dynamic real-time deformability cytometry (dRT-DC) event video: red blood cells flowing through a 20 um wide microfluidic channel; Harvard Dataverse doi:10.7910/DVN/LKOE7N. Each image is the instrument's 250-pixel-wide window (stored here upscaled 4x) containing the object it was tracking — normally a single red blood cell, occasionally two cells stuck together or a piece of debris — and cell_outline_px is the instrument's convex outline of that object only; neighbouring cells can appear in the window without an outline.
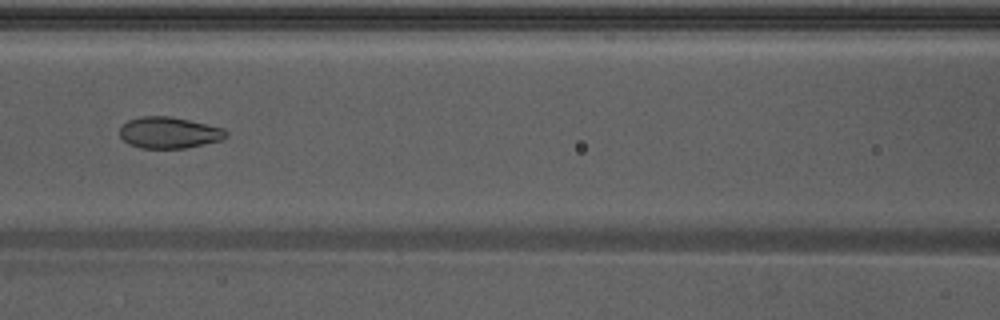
{"species": "Egyptian fruit bat (a non-hibernating species)", "species_latin": "Rousettus aegyptiacus", "temperature_condition": "warm", "stored_images_in_passage": 41, "camera_frame_rate_fps": 3000, "um_per_image_px": 0.085, "animal": {"sex": "male"}, "frame": {"image": 1, "passage_image": 12, "time_ms": 3.667, "image_size_px": [1000, 320], "cell_outline_px": [[228, 136], [224, 140], [184, 148], [140, 148], [128, 144], [120, 136], [120, 128], [128, 120], [140, 116], [168, 116], [188, 120], [224, 128], [228, 132]], "centroid_in_image_um": [14.39, 11.28], "position_along_channel_um": 152.2, "area_um2": 19.48}}
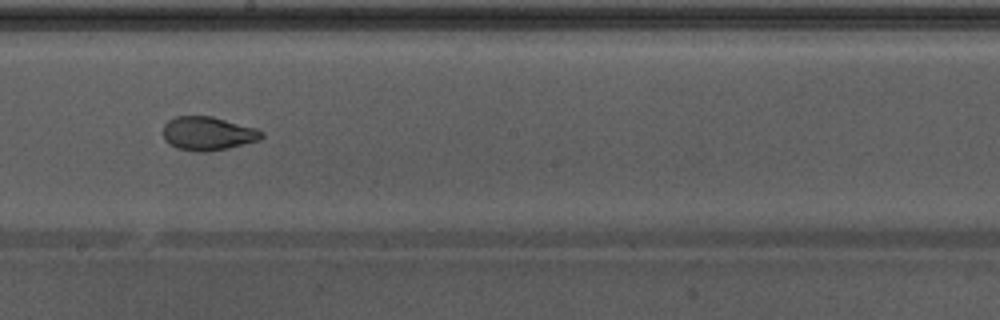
{"frame": {"image": 2, "passage_image": 18, "time_ms": 5.667, "image_size_px": [1000, 320], "cell_outline_px": [[264, 136], [260, 140], [228, 148], [204, 152], [200, 152], [176, 148], [164, 140], [164, 124], [168, 120], [176, 116], [212, 116], [256, 128], [264, 132]], "centroid_in_image_um": [17.68, 11.34], "position_along_channel_um": 230.5, "area_um2": 19.36}, "authors_computed_cell_mechanics": {"area_um2": 20.3456, "velocity_mm_per_s": 3.9318, "shape_relaxation_time_tau1_ms": 4.6271, "shape_relaxation_time_tau2_ms": 1.1881, "deformation_change_tau1": 0.1577, "deformation_change_tau2": 0.0736}}